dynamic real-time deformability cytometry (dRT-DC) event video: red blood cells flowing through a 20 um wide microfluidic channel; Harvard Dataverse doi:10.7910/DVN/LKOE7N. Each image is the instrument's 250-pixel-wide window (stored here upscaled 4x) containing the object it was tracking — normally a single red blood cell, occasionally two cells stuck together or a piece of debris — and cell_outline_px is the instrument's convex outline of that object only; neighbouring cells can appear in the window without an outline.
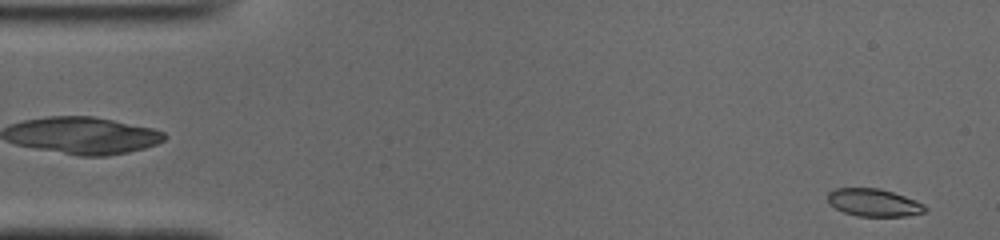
{"species": "common noctule bat (a hibernating species)", "species_latin": "Nyctalus noctula", "temperature_condition": "cold", "stored_images_in_passage": 51, "camera_frame_rate_fps": 3000, "um_per_image_px": 0.085, "animal": {"sex": "male", "body_mass_g": 19.0, "forearm_length_mm": 50.8}, "frame": {"image": 1, "passage_image": 2, "time_ms": 0.333, "image_size_px": [1000, 240], "cell_outline_px": [[928, 212], [908, 216], [856, 216], [844, 212], [836, 208], [828, 200], [828, 192], [836, 188], [880, 188], [916, 200], [924, 204], [928, 208]], "centroid_in_image_um": [74.33, 17.23], "position_along_channel_um": 10.7, "area_um2": 15.72}}
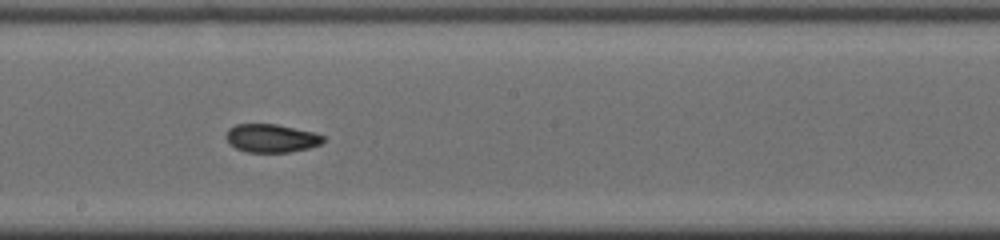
{"frame": {"image": 2, "passage_image": 27, "time_ms": 8.667, "image_size_px": [1000, 240], "cell_outline_px": [[324, 140], [320, 144], [308, 148], [288, 152], [248, 152], [236, 148], [224, 136], [228, 128], [236, 124], [276, 124], [316, 132], [324, 136]], "centroid_in_image_um": [23.07, 11.73], "position_along_channel_um": 225.1, "area_um2": 16.01}}
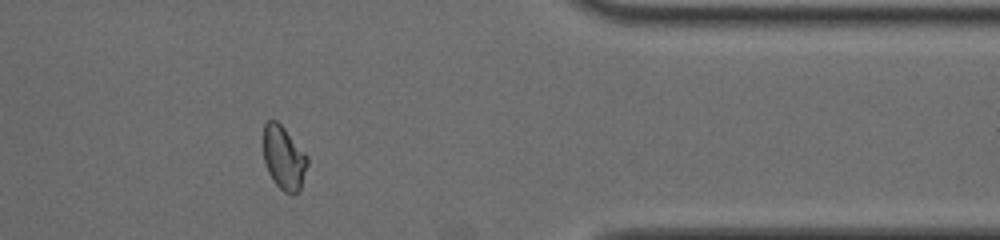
{"frame": {"image": 3, "passage_image": 41, "time_ms": 13.333, "image_size_px": [1000, 240], "cell_outline_px": [[308, 164], [300, 188], [292, 196], [284, 192], [272, 180], [268, 172], [264, 160], [264, 124], [268, 120], [276, 120], [284, 128], [308, 156]], "centroid_in_image_um": [24.13, 13.43], "position_along_channel_um": 387.3, "area_um2": 16.24}, "authors_computed_cell_mechanics": {"area_um2": 16.5308, "velocity_mm_per_s": 3.9279, "shape_relaxation_time_tau1_ms": null, "shape_relaxation_time_tau2_ms": 1.6498, "deformation_change_tau1": null, "deformation_change_tau2": 0.0609}}